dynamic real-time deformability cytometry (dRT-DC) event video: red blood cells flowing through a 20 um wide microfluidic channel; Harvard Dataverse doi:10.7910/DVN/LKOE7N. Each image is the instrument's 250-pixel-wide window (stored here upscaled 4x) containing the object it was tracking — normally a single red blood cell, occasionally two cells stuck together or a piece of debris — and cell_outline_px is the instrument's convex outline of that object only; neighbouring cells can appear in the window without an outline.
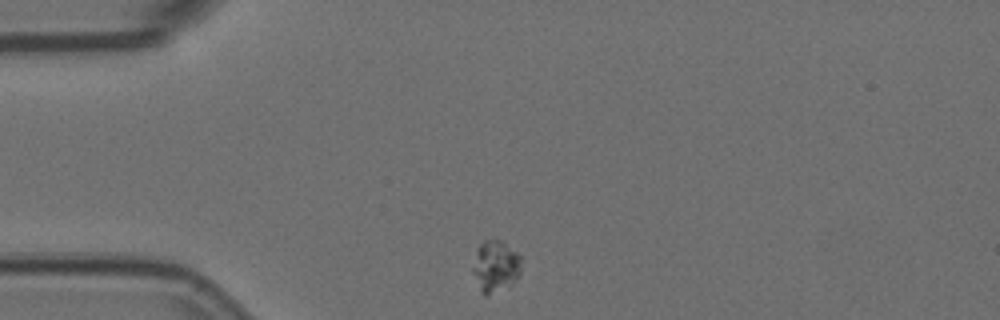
{"species": "Egyptian fruit bat (a non-hibernating species)", "species_latin": "Rousettus aegyptiacus", "temperature_condition": "room temperature", "stored_images_in_passage": 47, "camera_frame_rate_fps": 3000, "um_per_image_px": 0.085, "animal": {"sex": "female"}, "frame": {"image": 1, "passage_image": 1, "time_ms": 0.0, "image_size_px": [1000, 320], "cell_outline_px": [[520, 272], [516, 280], [512, 284], [484, 296], [480, 292], [472, 272], [472, 268], [476, 248], [484, 240], [500, 240], [516, 252], [520, 256]], "centroid_in_image_um": [42.08, 22.63], "position_along_channel_um": 42.9, "area_um2": 14.51}}
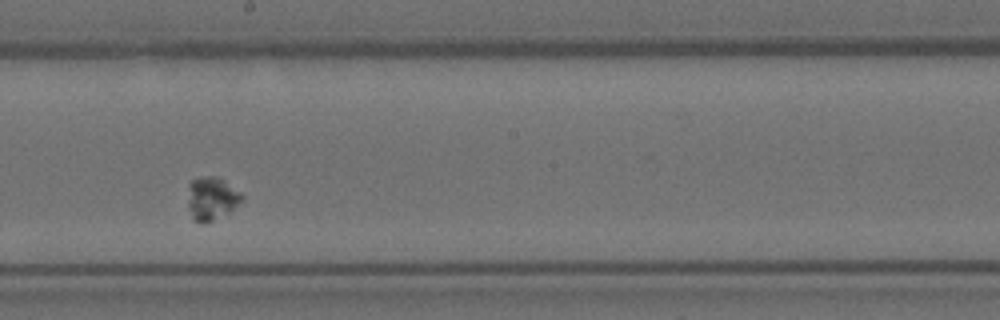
{"frame": {"image": 2, "passage_image": 20, "time_ms": 6.333, "image_size_px": [1000, 320], "cell_outline_px": [[244, 200], [228, 212], [204, 224], [200, 224], [192, 220], [188, 208], [188, 184], [192, 180], [200, 176], [220, 176], [240, 192], [244, 196]], "centroid_in_image_um": [17.97, 16.86], "position_along_channel_um": 230.2, "area_um2": 13.93}}
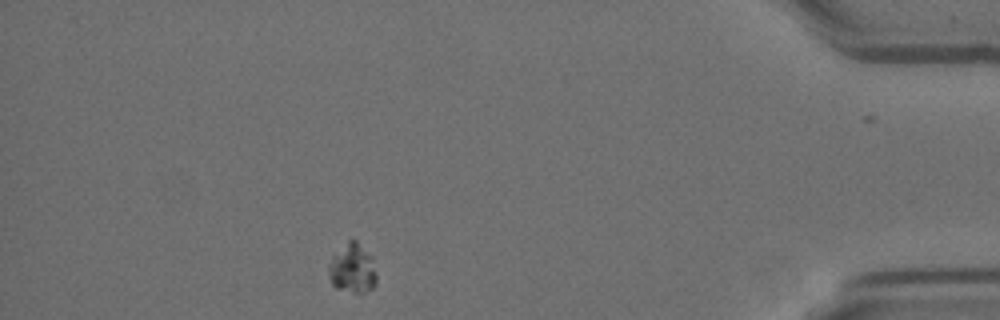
{"frame": {"image": 3, "passage_image": 40, "time_ms": 13.0, "image_size_px": [1000, 320], "cell_outline_px": [[376, 284], [372, 288], [364, 292], [352, 292], [336, 288], [332, 284], [328, 272], [328, 264], [332, 256], [348, 240], [356, 240], [372, 256], [376, 272]], "centroid_in_image_um": [29.96, 22.81], "position_along_channel_um": 405.2, "area_um2": 13.81}}